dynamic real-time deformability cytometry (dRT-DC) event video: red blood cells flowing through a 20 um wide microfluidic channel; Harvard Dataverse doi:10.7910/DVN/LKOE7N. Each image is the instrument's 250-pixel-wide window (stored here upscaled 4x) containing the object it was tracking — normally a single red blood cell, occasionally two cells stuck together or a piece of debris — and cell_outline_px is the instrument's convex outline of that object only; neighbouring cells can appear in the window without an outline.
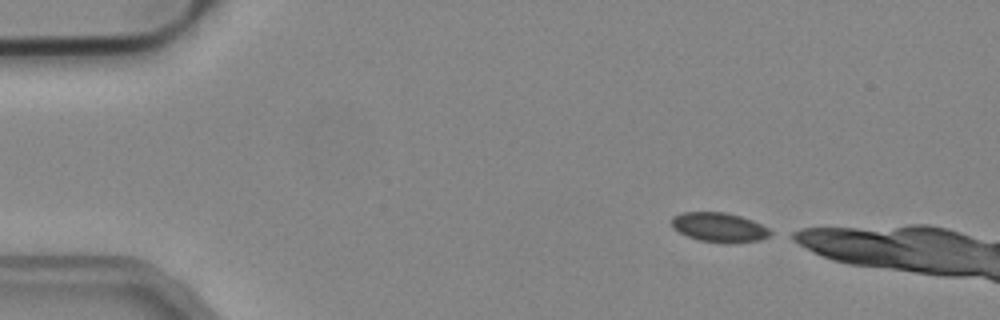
{"species": "common noctule bat (a hibernating species)", "species_latin": "Nyctalus noctula", "temperature_condition": "cold", "stored_images_in_passage": 6, "camera_frame_rate_fps": 3000, "um_per_image_px": 0.085, "animal": {"sex": "male", "body_mass_g": 19.2, "forearm_length_mm": 51.8}, "frame": {"image": 1, "passage_image": 1, "time_ms": 0.0, "image_size_px": [1000, 320], "cell_outline_px": [[776, 232], [760, 240], [700, 240], [688, 236], [672, 228], [672, 216], [684, 212], [724, 212], [740, 216], [752, 220]], "centroid_in_image_um": [61.11, 19.26], "position_along_channel_um": 23.9, "area_um2": 16.13}}